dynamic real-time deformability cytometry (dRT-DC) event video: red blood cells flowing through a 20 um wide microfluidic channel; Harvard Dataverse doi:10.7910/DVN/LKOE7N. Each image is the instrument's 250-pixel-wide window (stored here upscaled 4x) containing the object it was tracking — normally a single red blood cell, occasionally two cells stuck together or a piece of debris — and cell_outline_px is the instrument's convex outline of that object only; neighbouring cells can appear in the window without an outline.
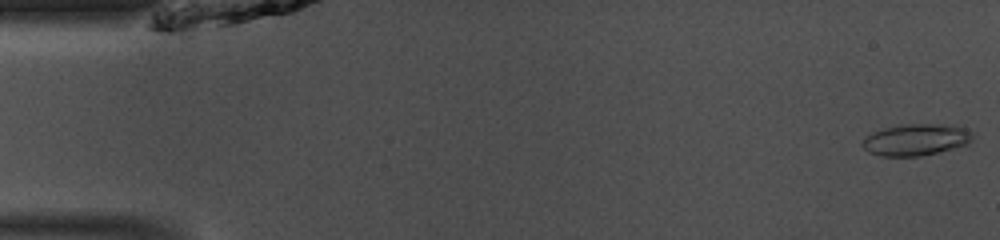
{"species": "common noctule bat (a hibernating species)", "species_latin": "Nyctalus noctula", "temperature_condition": "room temperature", "stored_images_in_passage": 3, "camera_frame_rate_fps": 3000, "um_per_image_px": 0.085, "animal": {"sex": "male", "body_mass_g": 13.0, "forearm_length_mm": 53.1}, "frame": {"image": 1, "passage_image": 1, "time_ms": 0.0, "image_size_px": [1000, 240], "cell_outline_px": [[972, 140], [968, 144], [920, 156], [880, 156], [868, 152], [860, 144], [872, 132], [884, 128], [900, 124], [956, 124], [972, 132]], "centroid_in_image_um": [77.86, 11.86], "position_along_channel_um": 7.1, "area_um2": 20.35}}